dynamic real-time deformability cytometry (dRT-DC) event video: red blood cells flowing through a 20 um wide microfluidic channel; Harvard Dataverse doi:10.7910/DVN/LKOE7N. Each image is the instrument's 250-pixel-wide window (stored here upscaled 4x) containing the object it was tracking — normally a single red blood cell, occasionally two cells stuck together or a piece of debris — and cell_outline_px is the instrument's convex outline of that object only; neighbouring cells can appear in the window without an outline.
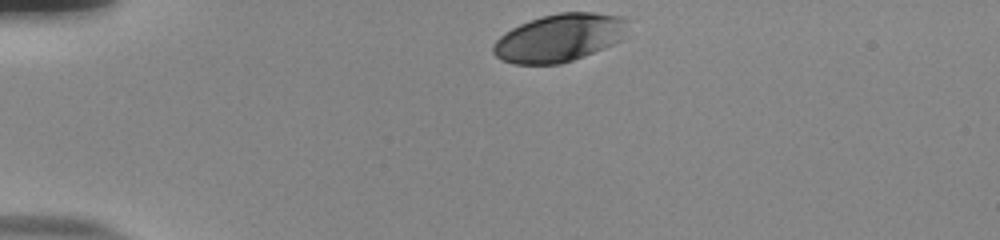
{"species": "human", "species_latin": "Homo sapiens", "temperature_condition": "room temperature", "stored_images_in_passage": 35, "camera_frame_rate_fps": 3000, "um_per_image_px": 0.085, "donor": {"sex": "male"}, "frame": {"image": 1, "passage_image": 1, "time_ms": 0.0, "image_size_px": [1000, 240], "cell_outline_px": [[628, 36], [612, 44], [572, 60], [560, 64], [512, 64], [496, 56], [492, 52], [492, 44], [504, 32], [528, 20], [560, 12], [592, 12], [624, 16], [628, 20]], "centroid_in_image_um": [47.57, 3.2], "position_along_channel_um": 37.4, "area_um2": 37.69}}
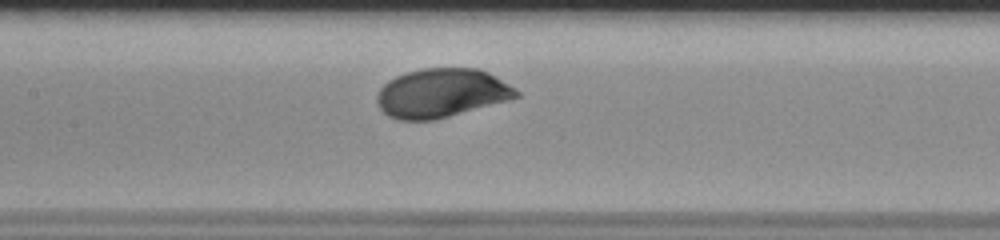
{"frame": {"image": 2, "passage_image": 16, "time_ms": 5.0, "image_size_px": [1000, 240], "cell_outline_px": [[520, 96], [508, 100], [448, 116], [432, 120], [396, 120], [388, 116], [380, 108], [376, 100], [376, 96], [380, 88], [388, 80], [404, 72], [420, 68], [480, 68], [488, 72], [516, 88], [520, 92]], "centroid_in_image_um": [37.51, 7.9], "position_along_channel_um": 169.9, "area_um2": 39.77}}
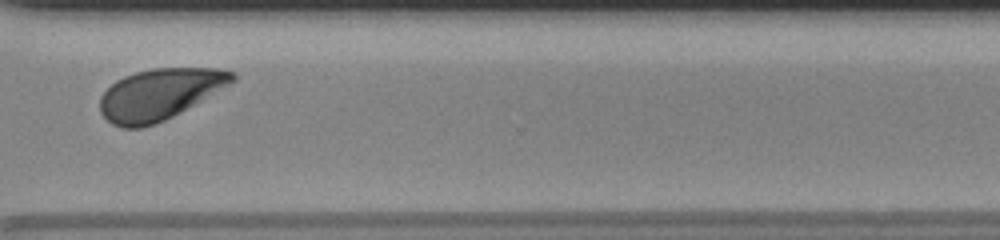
{"frame": {"image": 3, "passage_image": 31, "time_ms": 10.0, "image_size_px": [1000, 240], "cell_outline_px": [[236, 80], [232, 84], [172, 116], [164, 120], [140, 128], [120, 128], [112, 124], [100, 112], [100, 96], [116, 80], [124, 76], [136, 72], [152, 68], [220, 68], [236, 72]], "centroid_in_image_um": [13.59, 7.99], "position_along_channel_um": 357.0, "area_um2": 39.36}, "authors_computed_cell_mechanics": {"area_um2": 39.3618, "velocity_mm_per_s": 3.7534, "shape_relaxation_time_tau1_ms": 2.2895, "shape_relaxation_time_tau2_ms": null, "deformation_change_tau1": 0.1538, "deformation_change_tau2": null}}